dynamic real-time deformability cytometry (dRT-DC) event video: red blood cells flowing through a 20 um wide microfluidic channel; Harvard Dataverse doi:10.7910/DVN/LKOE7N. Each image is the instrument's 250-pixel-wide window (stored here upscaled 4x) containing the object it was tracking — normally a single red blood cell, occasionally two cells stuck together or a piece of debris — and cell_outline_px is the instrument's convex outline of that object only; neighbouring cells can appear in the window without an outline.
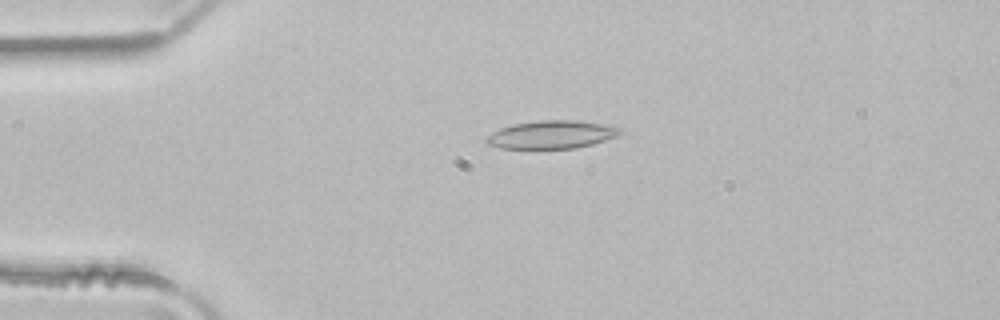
{"species": "common noctule bat (a hibernating species)", "species_latin": "Nyctalus noctula", "temperature_condition": "room temperature", "stored_images_in_passage": 2, "camera_frame_rate_fps": 3000, "um_per_image_px": 0.085, "animal": {"sex": "male", "body_mass_g": 21.5, "forearm_length_mm": 52.0}, "frame": {"image": 1, "passage_image": 1, "time_ms": 0.0, "image_size_px": [1000, 320], "cell_outline_px": [[624, 132], [616, 136], [592, 144], [576, 148], [532, 152], [500, 148], [488, 144], [484, 140], [492, 132], [500, 128], [512, 124], [536, 120], [576, 120], [604, 124], [624, 128]], "centroid_in_image_um": [46.84, 11.49], "position_along_channel_um": 38.2, "area_um2": 23.0}}